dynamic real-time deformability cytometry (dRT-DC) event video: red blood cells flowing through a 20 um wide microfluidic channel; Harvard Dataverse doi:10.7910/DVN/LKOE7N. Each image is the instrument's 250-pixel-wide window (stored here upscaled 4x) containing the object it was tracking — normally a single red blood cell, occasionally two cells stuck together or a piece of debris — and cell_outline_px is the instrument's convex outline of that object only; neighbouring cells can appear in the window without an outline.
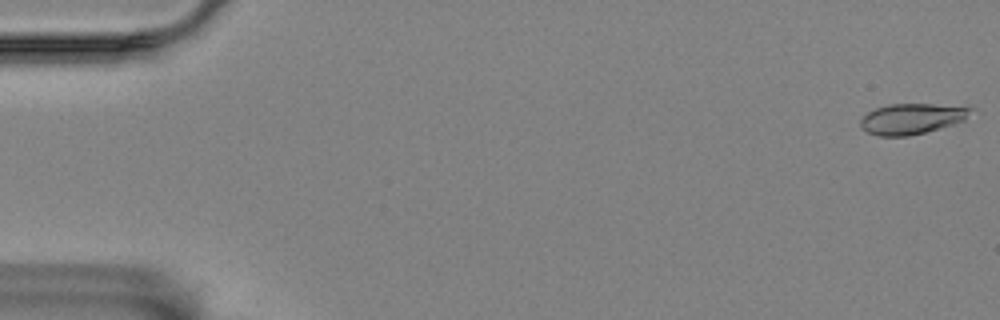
{"species": "Egyptian fruit bat (a non-hibernating species)", "species_latin": "Rousettus aegyptiacus", "temperature_condition": "room temperature", "stored_images_in_passage": 57, "camera_frame_rate_fps": 3000, "um_per_image_px": 0.085, "animal": {"sex": "female"}, "frame": {"image": 1, "passage_image": 1, "time_ms": 0.0, "image_size_px": [1000, 320], "cell_outline_px": [[976, 108], [964, 120], [952, 124], [924, 132], [908, 136], [880, 136], [868, 132], [860, 124], [860, 120], [868, 112], [876, 108], [888, 104], [932, 104]], "centroid_in_image_um": [77.51, 10.08], "position_along_channel_um": 7.5, "area_um2": 19.36}}
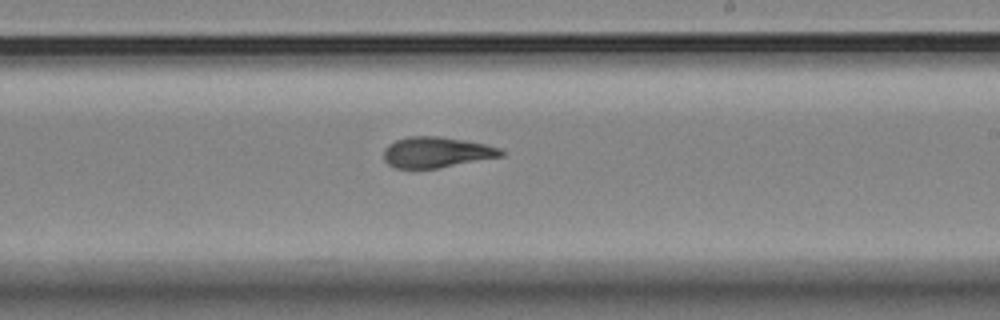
{"frame": {"image": 2, "passage_image": 34, "time_ms": 11.0, "image_size_px": [1000, 320], "cell_outline_px": [[504, 156], [436, 168], [396, 168], [388, 164], [384, 160], [384, 148], [388, 144], [396, 140], [408, 136], [440, 136], [464, 140], [484, 144], [500, 148], [504, 152]], "centroid_in_image_um": [37.08, 12.93], "position_along_channel_um": 251.9, "area_um2": 20.92}}
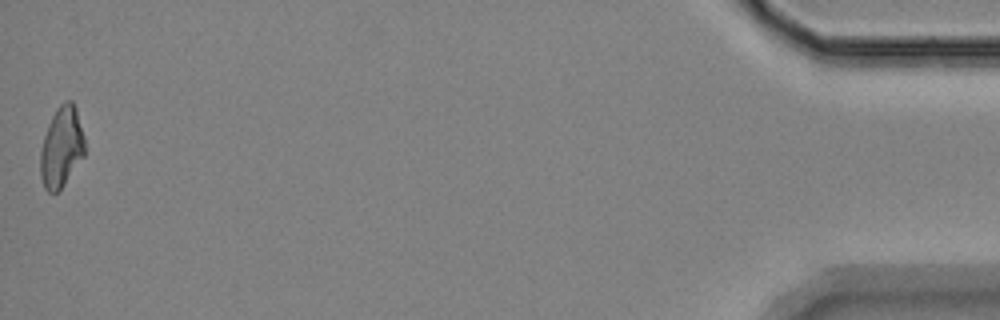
{"frame": {"image": 3, "passage_image": 57, "time_ms": 18.667, "image_size_px": [1000, 320], "cell_outline_px": [[84, 156], [64, 184], [56, 192], [48, 192], [44, 188], [40, 176], [40, 152], [44, 136], [48, 124], [56, 108], [64, 100], [72, 100], [76, 108], [84, 136]], "centroid_in_image_um": [5.22, 12.48], "position_along_channel_um": 430.0, "area_um2": 20.81}, "authors_computed_cell_mechanics": {"area_um2": 20.808, "velocity_mm_per_s": 3.5041, "shape_relaxation_time_tau1_ms": 7.1591, "shape_relaxation_time_tau2_ms": 2.0851, "deformation_change_tau1": 0.1824, "deformation_change_tau2": 0.0826}}